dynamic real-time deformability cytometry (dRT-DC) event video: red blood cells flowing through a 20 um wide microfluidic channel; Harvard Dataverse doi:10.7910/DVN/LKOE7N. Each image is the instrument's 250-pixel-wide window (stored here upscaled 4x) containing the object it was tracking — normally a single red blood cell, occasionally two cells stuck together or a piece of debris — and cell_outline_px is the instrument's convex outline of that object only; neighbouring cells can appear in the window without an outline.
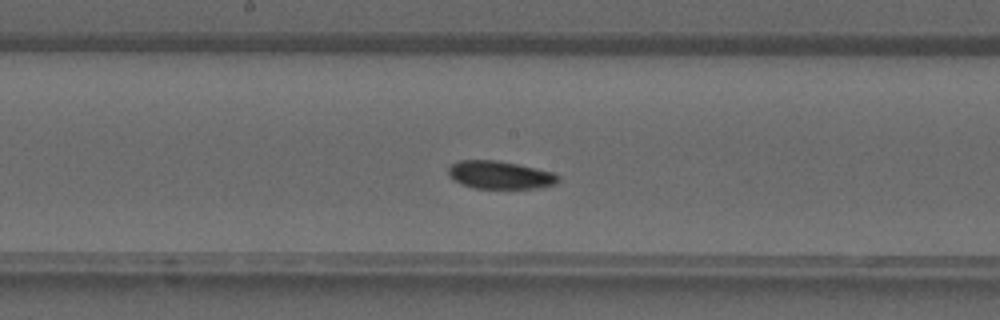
{"species": "common noctule bat (a hibernating species)", "species_latin": "Nyctalus noctula", "temperature_condition": "warm", "stored_images_in_passage": 34, "camera_frame_rate_fps": 3000, "um_per_image_px": 0.085, "animal": {"sex": "male", "forearm_length_mm": 52.5}, "frame": {"image": 1, "passage_image": 16, "time_ms": 5.0, "image_size_px": [1000, 320], "cell_outline_px": [[560, 180], [556, 184], [536, 188], [472, 188], [460, 184], [448, 176], [448, 168], [452, 164], [460, 160], [496, 160], [516, 164], [552, 172], [560, 176]], "centroid_in_image_um": [42.47, 14.88], "position_along_channel_um": 205.7, "area_um2": 17.86}}
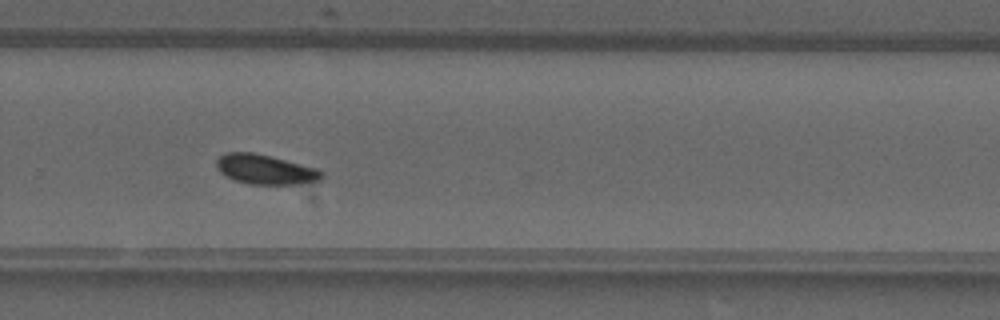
{"frame": {"image": 2, "passage_image": 22, "time_ms": 7.0, "image_size_px": [1000, 320], "cell_outline_px": [[324, 176], [320, 180], [300, 184], [248, 184], [236, 180], [220, 172], [216, 164], [216, 160], [224, 152], [252, 152], [272, 156], [316, 168]], "centroid_in_image_um": [22.54, 14.39], "position_along_channel_um": 307.3, "area_um2": 18.09}}
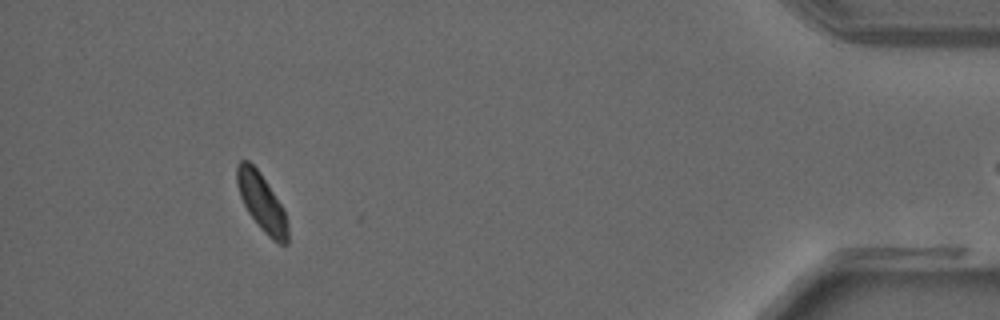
{"frame": {"image": 3, "passage_image": 32, "time_ms": 10.333, "image_size_px": [1000, 320], "cell_outline_px": [[288, 244], [280, 244], [272, 240], [260, 228], [248, 212], [240, 196], [236, 184], [236, 164], [240, 160], [248, 160], [260, 172], [284, 208], [288, 224]], "centroid_in_image_um": [22.25, 17.19], "position_along_channel_um": 413.0, "area_um2": 17.22}}